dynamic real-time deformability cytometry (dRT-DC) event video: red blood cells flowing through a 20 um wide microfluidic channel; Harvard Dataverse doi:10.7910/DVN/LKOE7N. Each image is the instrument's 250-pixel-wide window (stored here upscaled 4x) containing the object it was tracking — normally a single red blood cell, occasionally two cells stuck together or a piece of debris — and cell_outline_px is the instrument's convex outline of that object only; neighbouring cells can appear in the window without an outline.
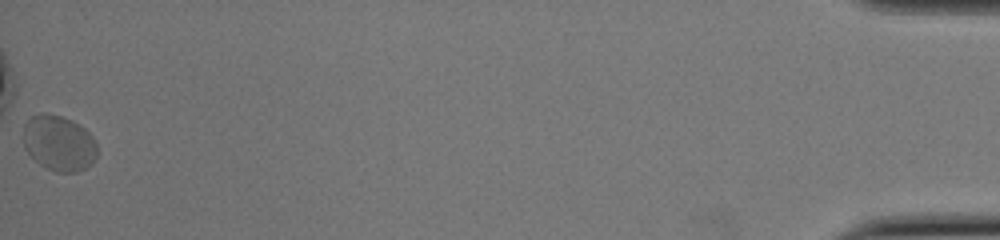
{"species": "common noctule bat (a hibernating species)", "species_latin": "Nyctalus noctula", "temperature_condition": "cold", "stored_images_in_passage": 52, "camera_frame_rate_fps": 3000, "um_per_image_px": 0.085, "animal": {"sex": "female", "body_mass_g": 22.0, "forearm_length_mm": 56.7}, "frame": {"image": 1, "passage_image": 52, "time_ms": 17.0, "image_size_px": [1000, 240], "cell_outline_px": [[96, 156], [92, 164], [76, 172], [56, 172], [44, 168], [24, 148], [24, 124], [32, 116], [44, 112], [48, 112], [72, 120], [84, 128], [92, 136], [96, 144]], "centroid_in_image_um": [5.0, 12.16], "position_along_channel_um": 430.2, "area_um2": 23.87}}